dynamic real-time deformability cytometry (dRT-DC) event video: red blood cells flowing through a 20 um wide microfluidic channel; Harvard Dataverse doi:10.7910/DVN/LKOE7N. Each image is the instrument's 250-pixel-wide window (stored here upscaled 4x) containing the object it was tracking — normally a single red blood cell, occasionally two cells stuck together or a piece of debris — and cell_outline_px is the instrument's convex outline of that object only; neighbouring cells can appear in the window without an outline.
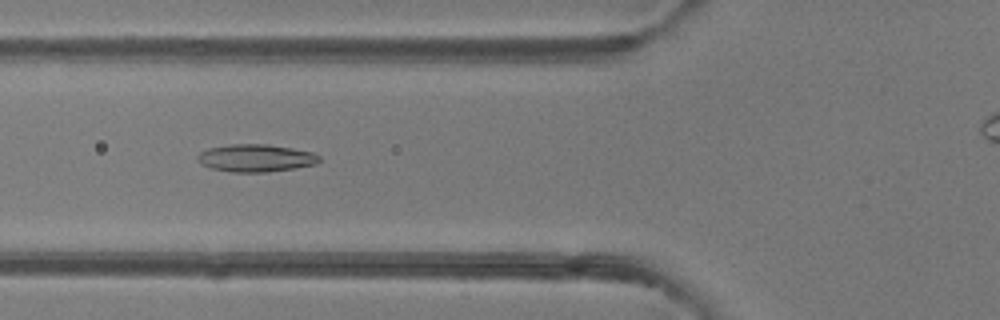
{"species": "common noctule bat (a hibernating species)", "species_latin": "Nyctalus noctula", "temperature_condition": "room temperature", "stored_images_in_passage": 45, "camera_frame_rate_fps": 3000, "um_per_image_px": 0.085, "animal": {"sex": "female"}, "frame": {"image": 1, "passage_image": 19, "time_ms": 6.0, "image_size_px": [1000, 320], "cell_outline_px": [[320, 160], [316, 164], [296, 168], [268, 172], [232, 172], [212, 168], [200, 164], [196, 160], [196, 156], [200, 152], [208, 148], [228, 144], [268, 144], [292, 148], [312, 152], [320, 156]], "centroid_in_image_um": [21.72, 13.43], "position_along_channel_um": 104.1, "area_um2": 19.71}}
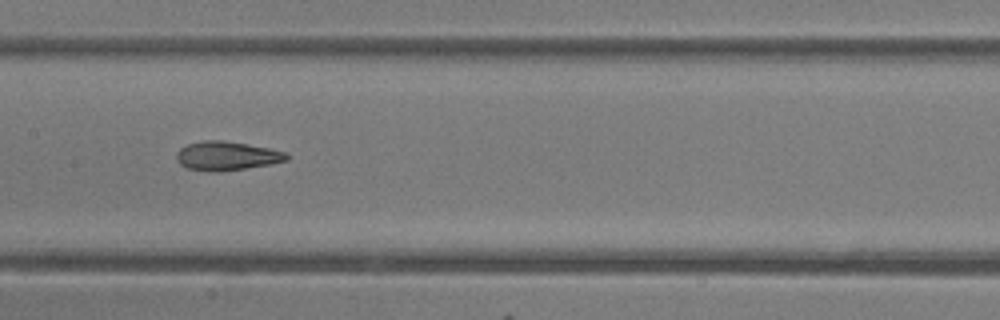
{"frame": {"image": 2, "passage_image": 25, "time_ms": 8.0, "image_size_px": [1000, 320], "cell_outline_px": [[288, 160], [268, 164], [244, 168], [216, 172], [212, 172], [188, 168], [180, 164], [176, 160], [176, 152], [180, 148], [188, 144], [204, 140], [224, 140], [248, 144], [288, 152]], "centroid_in_image_um": [19.25, 13.24], "position_along_channel_um": 188.1, "area_um2": 18.5}}
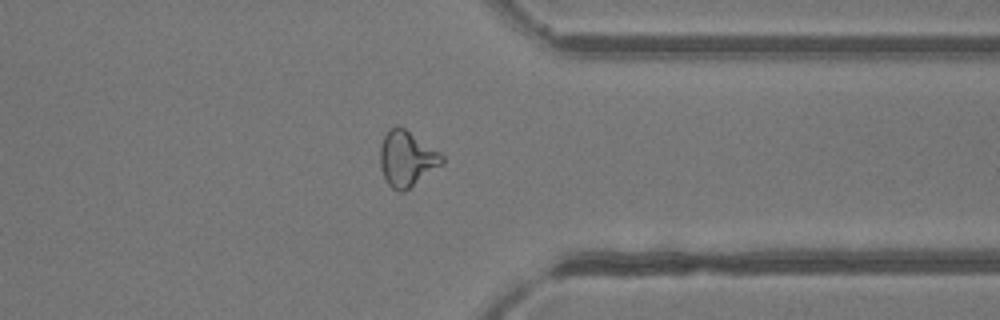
{"frame": {"image": 3, "passage_image": 39, "time_ms": 12.667, "image_size_px": [1000, 320], "cell_outline_px": [[444, 164], [404, 192], [400, 192], [392, 188], [388, 184], [384, 176], [380, 164], [380, 144], [388, 128], [396, 124], [404, 128], [440, 152], [444, 156]], "centroid_in_image_um": [34.58, 13.48], "position_along_channel_um": 376.8, "area_um2": 20.17}, "authors_computed_cell_mechanics": {"area_um2": 19.8832, "velocity_mm_per_s": 4.1723, "shape_relaxation_time_tau1_ms": 7.7954, "shape_relaxation_time_tau2_ms": 3.1009, "deformation_change_tau1": 0.1792, "deformation_change_tau2": 0.1304}}